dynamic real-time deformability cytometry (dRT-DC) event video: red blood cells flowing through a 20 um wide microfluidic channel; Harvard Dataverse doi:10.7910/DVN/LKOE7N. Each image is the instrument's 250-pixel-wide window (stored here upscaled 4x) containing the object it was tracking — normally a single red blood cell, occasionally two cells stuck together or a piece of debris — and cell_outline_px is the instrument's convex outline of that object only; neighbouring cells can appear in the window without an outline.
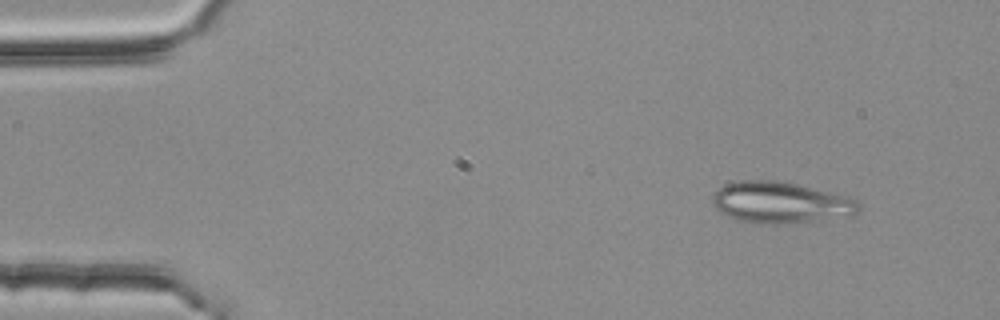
{"species": "common noctule bat (a hibernating species)", "species_latin": "Nyctalus noctula", "temperature_condition": "room temperature", "stored_images_in_passage": 3, "camera_frame_rate_fps": 3000, "um_per_image_px": 0.085, "animal": {"sex": "female", "body_mass_g": 25.1}, "frame": {"image": 1, "passage_image": 1, "time_ms": 0.0, "image_size_px": [1000, 320], "cell_outline_px": [[860, 208], [856, 212], [848, 216], [784, 224], [760, 224], [736, 220], [720, 212], [712, 204], [712, 196], [720, 188], [728, 184], [740, 180], [780, 180], [856, 196], [860, 204]], "centroid_in_image_um": [66.42, 17.2], "position_along_channel_um": 18.6, "area_um2": 35.84}}